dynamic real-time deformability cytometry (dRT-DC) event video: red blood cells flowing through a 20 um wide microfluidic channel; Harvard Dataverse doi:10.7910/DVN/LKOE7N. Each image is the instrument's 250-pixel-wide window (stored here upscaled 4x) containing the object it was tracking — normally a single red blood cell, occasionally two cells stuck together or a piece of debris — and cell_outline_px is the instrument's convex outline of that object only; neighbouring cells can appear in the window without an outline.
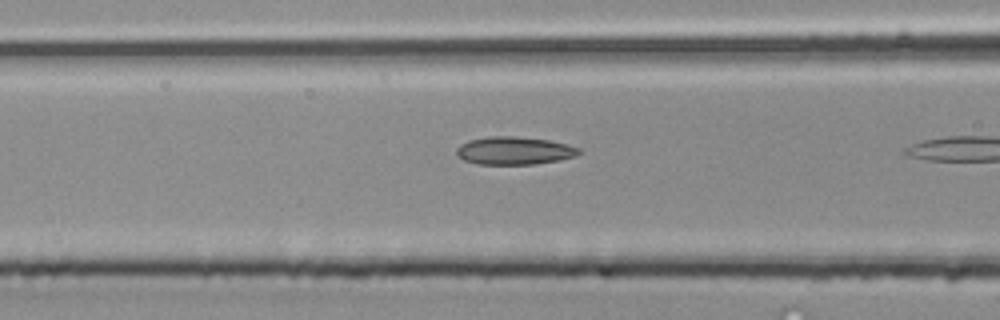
{"species": "common noctule bat (a hibernating species)", "species_latin": "Nyctalus noctula", "temperature_condition": "room temperature", "stored_images_in_passage": 11, "camera_frame_rate_fps": 3000, "um_per_image_px": 0.085, "animal": {"sex": "male", "body_mass_g": 20.4}, "frame": {"image": 1, "passage_image": 10, "time_ms": 3.0, "image_size_px": [1000, 320], "cell_outline_px": [[580, 152], [576, 156], [556, 160], [532, 164], [476, 164], [464, 160], [456, 152], [456, 148], [460, 144], [468, 140], [488, 136], [516, 136], [548, 140], [568, 144], [580, 148]], "centroid_in_image_um": [43.69, 12.79], "position_along_channel_um": 122.9, "area_um2": 19.83}}